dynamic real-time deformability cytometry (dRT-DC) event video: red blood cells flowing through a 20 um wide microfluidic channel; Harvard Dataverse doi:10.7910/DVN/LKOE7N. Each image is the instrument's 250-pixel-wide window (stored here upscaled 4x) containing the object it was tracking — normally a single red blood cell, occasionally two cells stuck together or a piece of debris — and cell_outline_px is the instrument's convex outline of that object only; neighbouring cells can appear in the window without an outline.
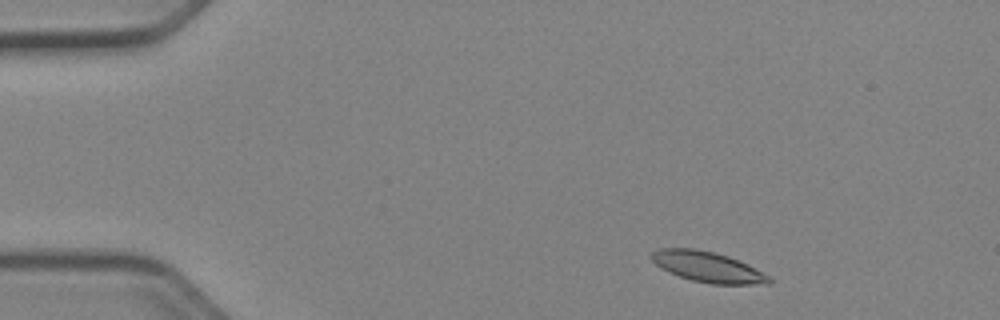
{"species": "Egyptian fruit bat (a non-hibernating species)", "species_latin": "Rousettus aegyptiacus", "temperature_condition": "cold", "stored_images_in_passage": 47, "camera_frame_rate_fps": 3000, "um_per_image_px": 0.085, "animal": {"sex": "female"}, "frame": {"image": 1, "passage_image": 3, "time_ms": 0.667, "image_size_px": [1000, 320], "cell_outline_px": [[772, 280], [768, 284], [712, 284], [692, 280], [668, 272], [660, 268], [648, 256], [652, 252], [660, 248], [692, 248], [712, 252], [728, 256], [748, 264], [768, 276]], "centroid_in_image_um": [60.11, 22.68], "position_along_channel_um": 24.9, "area_um2": 20.75}}
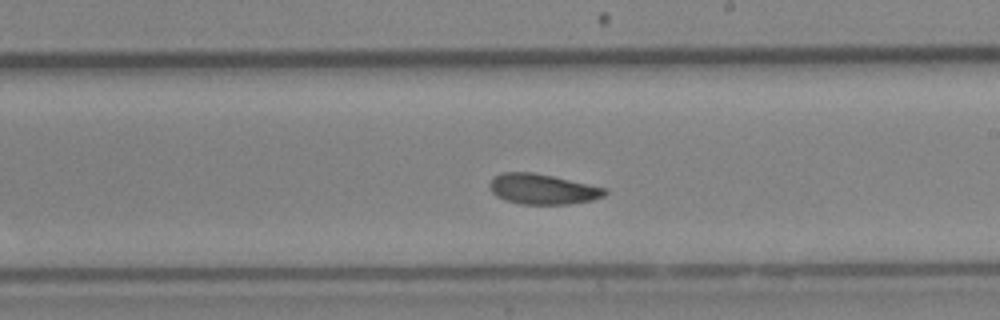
{"frame": {"image": 2, "passage_image": 26, "time_ms": 8.333, "image_size_px": [1000, 320], "cell_outline_px": [[608, 192], [604, 196], [592, 200], [568, 204], [520, 204], [504, 200], [496, 196], [492, 192], [488, 184], [492, 176], [504, 172], [532, 172], [552, 176], [608, 188]], "centroid_in_image_um": [46.1, 16.07], "position_along_channel_um": 242.9, "area_um2": 20.52}}
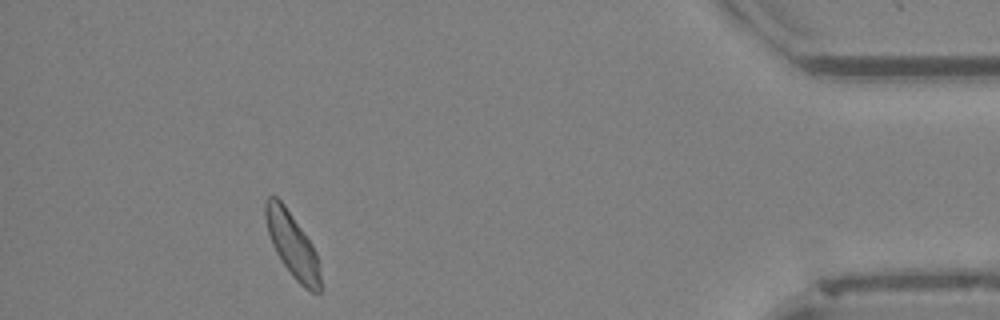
{"frame": {"image": 3, "passage_image": 43, "time_ms": 14.0, "image_size_px": [1000, 320], "cell_outline_px": [[320, 292], [312, 292], [304, 288], [292, 276], [276, 252], [272, 244], [268, 232], [264, 216], [264, 200], [268, 196], [276, 196], [284, 204], [312, 244], [316, 252], [320, 276]], "centroid_in_image_um": [24.82, 20.78], "position_along_channel_um": 410.4, "area_um2": 20.4}, "authors_computed_cell_mechanics": {"area_um2": 20.7502, "velocity_mm_per_s": 3.897, "shape_relaxation_time_tau1_ms": 2.8748, "shape_relaxation_time_tau2_ms": 4.3479, "deformation_change_tau1": 0.0861, "deformation_change_tau2": 0.1021}}